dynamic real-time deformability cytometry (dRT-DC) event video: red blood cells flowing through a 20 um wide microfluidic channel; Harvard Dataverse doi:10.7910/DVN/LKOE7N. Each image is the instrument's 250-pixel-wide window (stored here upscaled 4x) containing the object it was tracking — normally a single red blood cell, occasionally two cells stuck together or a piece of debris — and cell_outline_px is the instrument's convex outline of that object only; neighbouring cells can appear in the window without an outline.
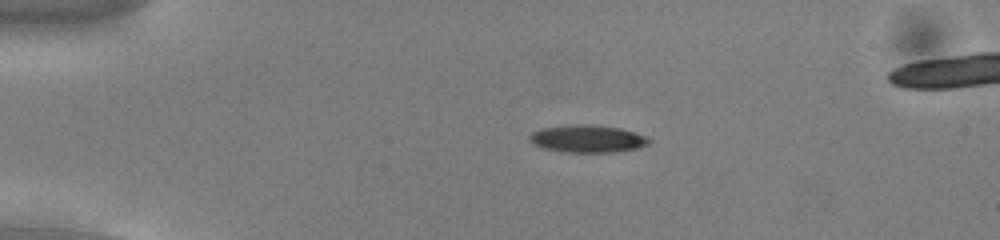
{"species": "common noctule bat (a hibernating species)", "species_latin": "Nyctalus noctula", "temperature_condition": "cold", "stored_images_in_passage": 55, "camera_frame_rate_fps": 3000, "um_per_image_px": 0.085, "animal": {"sex": "male", "body_mass_g": 13.0, "forearm_length_mm": 53.1}, "frame": {"image": 1, "passage_image": 12, "time_ms": 3.667, "image_size_px": [1000, 240], "cell_outline_px": [[652, 140], [648, 144], [636, 148], [612, 152], [568, 152], [544, 148], [532, 144], [528, 140], [528, 136], [532, 132], [540, 128], [576, 124], [592, 124], [620, 128], [644, 136]], "centroid_in_image_um": [49.88, 11.78], "position_along_channel_um": 35.1, "area_um2": 19.02}}
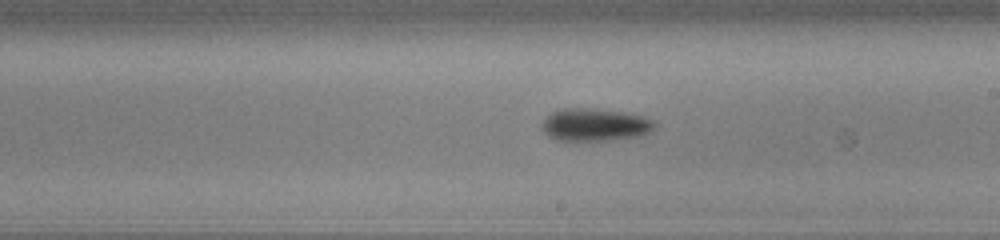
{"frame": {"image": 2, "passage_image": 32, "time_ms": 10.333, "image_size_px": [1000, 240], "cell_outline_px": [[656, 128], [640, 136], [612, 140], [556, 140], [548, 136], [540, 128], [540, 124], [552, 112], [564, 108], [580, 108], [620, 112], [640, 116], [652, 120], [656, 124]], "centroid_in_image_um": [50.53, 10.62], "position_along_channel_um": 238.5, "area_um2": 21.15}}
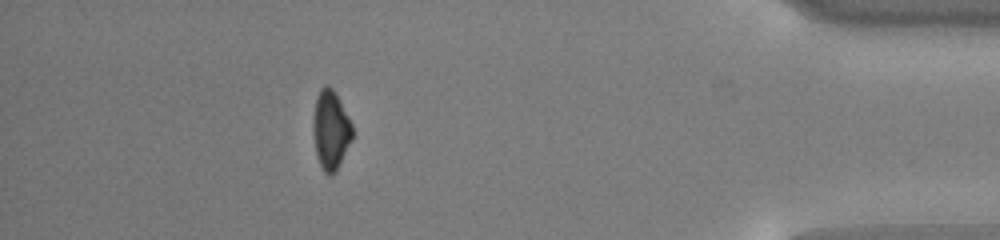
{"frame": {"image": 3, "passage_image": 49, "time_ms": 16.0, "image_size_px": [1000, 240], "cell_outline_px": [[352, 140], [336, 172], [328, 176], [324, 172], [320, 164], [316, 152], [312, 132], [312, 116], [316, 96], [320, 88], [328, 84], [332, 88], [348, 116], [352, 124]], "centroid_in_image_um": [28.09, 11.04], "position_along_channel_um": 407.1, "area_um2": 18.21}}